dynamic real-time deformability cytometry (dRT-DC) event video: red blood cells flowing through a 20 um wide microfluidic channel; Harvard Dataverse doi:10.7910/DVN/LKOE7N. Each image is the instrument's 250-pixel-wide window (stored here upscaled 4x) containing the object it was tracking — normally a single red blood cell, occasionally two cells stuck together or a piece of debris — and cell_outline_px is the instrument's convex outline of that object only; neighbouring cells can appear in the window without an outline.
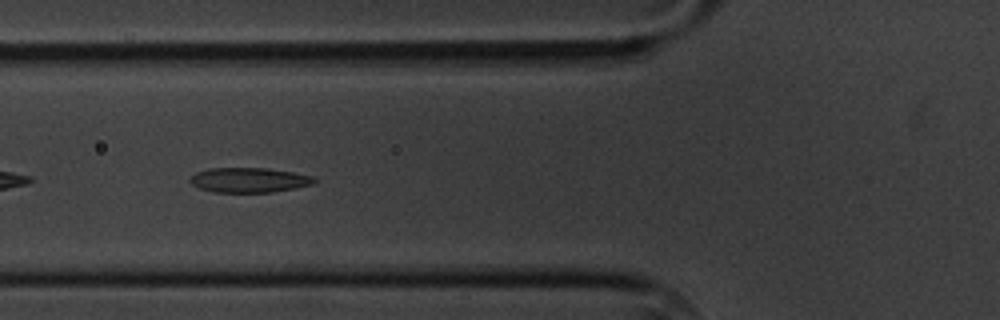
{"species": "common noctule bat (a hibernating species)", "species_latin": "Nyctalus noctula", "temperature_condition": "cold", "stored_images_in_passage": 12, "camera_frame_rate_fps": 3000, "um_per_image_px": 0.085, "animal": {"sex": "male", "body_mass_g": 20.1, "forearm_length_mm": 53.5}, "frame": {"image": 1, "passage_image": 6, "time_ms": 6.667, "image_size_px": [1000, 320], "cell_outline_px": [[316, 180], [312, 184], [296, 188], [272, 192], [212, 192], [200, 188], [192, 184], [188, 180], [196, 172], [208, 168], [268, 168], [292, 172], [312, 176]], "centroid_in_image_um": [21.15, 15.3], "position_along_channel_um": 104.7, "area_um2": 17.92}}
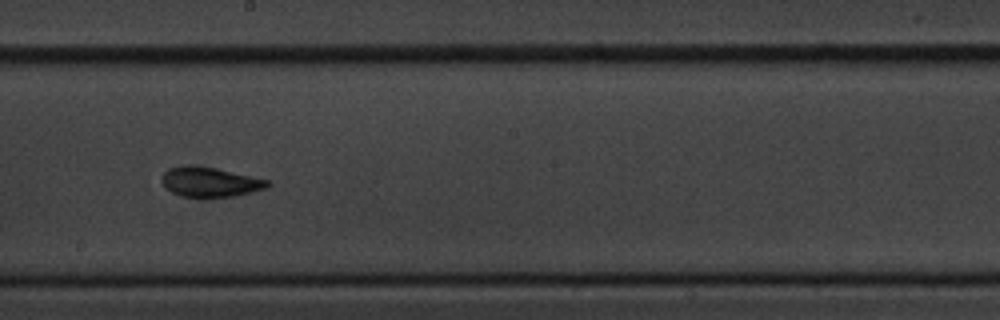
{"frame": {"image": 2, "passage_image": 9, "time_ms": 10.333, "image_size_px": [1000, 320], "cell_outline_px": [[272, 184], [268, 188], [236, 196], [180, 196], [172, 192], [160, 180], [164, 172], [168, 168], [216, 168], [268, 180]], "centroid_in_image_um": [17.93, 15.5], "position_along_channel_um": 230.3, "area_um2": 17.51}}
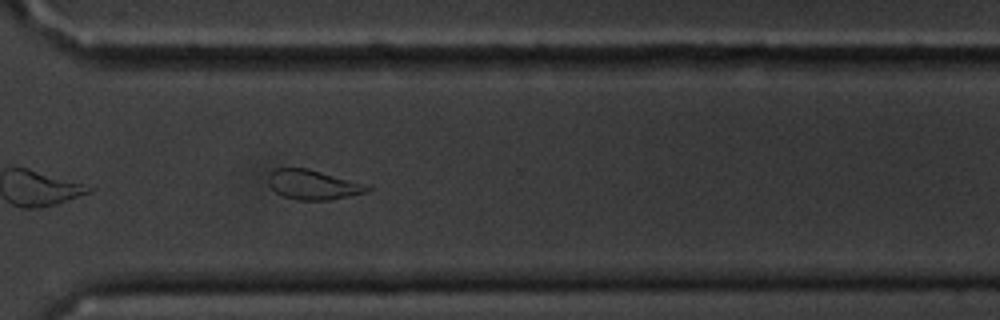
{"frame": {"image": 3, "passage_image": 12, "time_ms": 13.667, "image_size_px": [1000, 320], "cell_outline_px": [[372, 188], [368, 192], [332, 200], [296, 200], [284, 196], [276, 192], [268, 184], [268, 176], [272, 168], [308, 168], [372, 184]], "centroid_in_image_um": [26.69, 15.69], "position_along_channel_um": 343.9, "area_um2": 17.69}}